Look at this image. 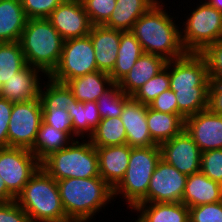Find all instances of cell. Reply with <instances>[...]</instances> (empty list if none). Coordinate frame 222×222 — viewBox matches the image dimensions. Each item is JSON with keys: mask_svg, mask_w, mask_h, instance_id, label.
Returning a JSON list of instances; mask_svg holds the SVG:
<instances>
[{"mask_svg": "<svg viewBox=\"0 0 222 222\" xmlns=\"http://www.w3.org/2000/svg\"><path fill=\"white\" fill-rule=\"evenodd\" d=\"M42 119L45 124H48L55 129L66 132L73 140H77L73 134L71 119L67 110H42Z\"/></svg>", "mask_w": 222, "mask_h": 222, "instance_id": "obj_40", "label": "cell"}, {"mask_svg": "<svg viewBox=\"0 0 222 222\" xmlns=\"http://www.w3.org/2000/svg\"><path fill=\"white\" fill-rule=\"evenodd\" d=\"M47 19L64 40L85 37L93 26L81 0H64Z\"/></svg>", "mask_w": 222, "mask_h": 222, "instance_id": "obj_13", "label": "cell"}, {"mask_svg": "<svg viewBox=\"0 0 222 222\" xmlns=\"http://www.w3.org/2000/svg\"><path fill=\"white\" fill-rule=\"evenodd\" d=\"M73 134L80 139L93 134L94 129L101 121L96 102H78L77 100L67 107Z\"/></svg>", "mask_w": 222, "mask_h": 222, "instance_id": "obj_28", "label": "cell"}, {"mask_svg": "<svg viewBox=\"0 0 222 222\" xmlns=\"http://www.w3.org/2000/svg\"><path fill=\"white\" fill-rule=\"evenodd\" d=\"M30 222H71L63 209L56 180L41 167L16 196Z\"/></svg>", "mask_w": 222, "mask_h": 222, "instance_id": "obj_4", "label": "cell"}, {"mask_svg": "<svg viewBox=\"0 0 222 222\" xmlns=\"http://www.w3.org/2000/svg\"><path fill=\"white\" fill-rule=\"evenodd\" d=\"M73 139L64 131L55 129L43 121L30 151L41 163L45 158L68 146Z\"/></svg>", "mask_w": 222, "mask_h": 222, "instance_id": "obj_29", "label": "cell"}, {"mask_svg": "<svg viewBox=\"0 0 222 222\" xmlns=\"http://www.w3.org/2000/svg\"><path fill=\"white\" fill-rule=\"evenodd\" d=\"M1 91H2V85H1V83H0V95H1Z\"/></svg>", "mask_w": 222, "mask_h": 222, "instance_id": "obj_47", "label": "cell"}, {"mask_svg": "<svg viewBox=\"0 0 222 222\" xmlns=\"http://www.w3.org/2000/svg\"><path fill=\"white\" fill-rule=\"evenodd\" d=\"M64 0H21L28 19L48 18Z\"/></svg>", "mask_w": 222, "mask_h": 222, "instance_id": "obj_38", "label": "cell"}, {"mask_svg": "<svg viewBox=\"0 0 222 222\" xmlns=\"http://www.w3.org/2000/svg\"><path fill=\"white\" fill-rule=\"evenodd\" d=\"M131 97L126 95L117 83L103 93L96 103L100 118H117L122 114L125 103Z\"/></svg>", "mask_w": 222, "mask_h": 222, "instance_id": "obj_33", "label": "cell"}, {"mask_svg": "<svg viewBox=\"0 0 222 222\" xmlns=\"http://www.w3.org/2000/svg\"><path fill=\"white\" fill-rule=\"evenodd\" d=\"M166 64L165 58L144 53L118 85L126 95L132 97L145 83L163 70Z\"/></svg>", "mask_w": 222, "mask_h": 222, "instance_id": "obj_20", "label": "cell"}, {"mask_svg": "<svg viewBox=\"0 0 222 222\" xmlns=\"http://www.w3.org/2000/svg\"><path fill=\"white\" fill-rule=\"evenodd\" d=\"M151 109L167 114H177V98L174 91L169 89L161 93L148 105Z\"/></svg>", "mask_w": 222, "mask_h": 222, "instance_id": "obj_42", "label": "cell"}, {"mask_svg": "<svg viewBox=\"0 0 222 222\" xmlns=\"http://www.w3.org/2000/svg\"><path fill=\"white\" fill-rule=\"evenodd\" d=\"M139 41L131 31H120L119 52L113 70L109 73L114 83H119L143 55Z\"/></svg>", "mask_w": 222, "mask_h": 222, "instance_id": "obj_27", "label": "cell"}, {"mask_svg": "<svg viewBox=\"0 0 222 222\" xmlns=\"http://www.w3.org/2000/svg\"><path fill=\"white\" fill-rule=\"evenodd\" d=\"M43 87L39 95L42 110H67V107L76 101L71 89L65 83L54 81L49 76Z\"/></svg>", "mask_w": 222, "mask_h": 222, "instance_id": "obj_30", "label": "cell"}, {"mask_svg": "<svg viewBox=\"0 0 222 222\" xmlns=\"http://www.w3.org/2000/svg\"><path fill=\"white\" fill-rule=\"evenodd\" d=\"M121 121L126 131V144L130 147H151L152 141L147 124V105L132 97L125 103Z\"/></svg>", "mask_w": 222, "mask_h": 222, "instance_id": "obj_16", "label": "cell"}, {"mask_svg": "<svg viewBox=\"0 0 222 222\" xmlns=\"http://www.w3.org/2000/svg\"><path fill=\"white\" fill-rule=\"evenodd\" d=\"M16 197L7 189L5 181L0 176V202L15 201Z\"/></svg>", "mask_w": 222, "mask_h": 222, "instance_id": "obj_45", "label": "cell"}, {"mask_svg": "<svg viewBox=\"0 0 222 222\" xmlns=\"http://www.w3.org/2000/svg\"><path fill=\"white\" fill-rule=\"evenodd\" d=\"M97 71L93 44L87 35L64 41L59 63L49 77L66 84L73 78Z\"/></svg>", "mask_w": 222, "mask_h": 222, "instance_id": "obj_9", "label": "cell"}, {"mask_svg": "<svg viewBox=\"0 0 222 222\" xmlns=\"http://www.w3.org/2000/svg\"><path fill=\"white\" fill-rule=\"evenodd\" d=\"M13 103L0 96V148L8 147V127Z\"/></svg>", "mask_w": 222, "mask_h": 222, "instance_id": "obj_43", "label": "cell"}, {"mask_svg": "<svg viewBox=\"0 0 222 222\" xmlns=\"http://www.w3.org/2000/svg\"><path fill=\"white\" fill-rule=\"evenodd\" d=\"M113 84L109 73L104 71L87 73L66 83L78 102H96Z\"/></svg>", "mask_w": 222, "mask_h": 222, "instance_id": "obj_23", "label": "cell"}, {"mask_svg": "<svg viewBox=\"0 0 222 222\" xmlns=\"http://www.w3.org/2000/svg\"><path fill=\"white\" fill-rule=\"evenodd\" d=\"M170 89L177 98V114L184 119L208 109L210 78L201 53H186L167 61Z\"/></svg>", "mask_w": 222, "mask_h": 222, "instance_id": "obj_1", "label": "cell"}, {"mask_svg": "<svg viewBox=\"0 0 222 222\" xmlns=\"http://www.w3.org/2000/svg\"><path fill=\"white\" fill-rule=\"evenodd\" d=\"M161 158L183 174L200 171L201 151L184 129L180 134L160 145Z\"/></svg>", "mask_w": 222, "mask_h": 222, "instance_id": "obj_14", "label": "cell"}, {"mask_svg": "<svg viewBox=\"0 0 222 222\" xmlns=\"http://www.w3.org/2000/svg\"><path fill=\"white\" fill-rule=\"evenodd\" d=\"M222 201V184L201 171L187 176L182 203L188 208Z\"/></svg>", "mask_w": 222, "mask_h": 222, "instance_id": "obj_21", "label": "cell"}, {"mask_svg": "<svg viewBox=\"0 0 222 222\" xmlns=\"http://www.w3.org/2000/svg\"><path fill=\"white\" fill-rule=\"evenodd\" d=\"M173 18L160 0L134 23L131 32L144 53L159 55L167 61L187 53L181 42V27Z\"/></svg>", "mask_w": 222, "mask_h": 222, "instance_id": "obj_2", "label": "cell"}, {"mask_svg": "<svg viewBox=\"0 0 222 222\" xmlns=\"http://www.w3.org/2000/svg\"><path fill=\"white\" fill-rule=\"evenodd\" d=\"M186 180V174L181 173L161 158L149 182L147 203L181 202Z\"/></svg>", "mask_w": 222, "mask_h": 222, "instance_id": "obj_12", "label": "cell"}, {"mask_svg": "<svg viewBox=\"0 0 222 222\" xmlns=\"http://www.w3.org/2000/svg\"><path fill=\"white\" fill-rule=\"evenodd\" d=\"M39 72L44 73L36 67L26 65L21 71L17 72L3 86L1 97L11 103H18L39 98L42 87V80Z\"/></svg>", "mask_w": 222, "mask_h": 222, "instance_id": "obj_18", "label": "cell"}, {"mask_svg": "<svg viewBox=\"0 0 222 222\" xmlns=\"http://www.w3.org/2000/svg\"><path fill=\"white\" fill-rule=\"evenodd\" d=\"M200 171L213 181L222 184V149L201 153Z\"/></svg>", "mask_w": 222, "mask_h": 222, "instance_id": "obj_36", "label": "cell"}, {"mask_svg": "<svg viewBox=\"0 0 222 222\" xmlns=\"http://www.w3.org/2000/svg\"><path fill=\"white\" fill-rule=\"evenodd\" d=\"M159 0H116L115 9L105 27L131 31L134 23Z\"/></svg>", "mask_w": 222, "mask_h": 222, "instance_id": "obj_25", "label": "cell"}, {"mask_svg": "<svg viewBox=\"0 0 222 222\" xmlns=\"http://www.w3.org/2000/svg\"><path fill=\"white\" fill-rule=\"evenodd\" d=\"M40 168V162L26 148H0V176L7 189L16 197Z\"/></svg>", "mask_w": 222, "mask_h": 222, "instance_id": "obj_11", "label": "cell"}, {"mask_svg": "<svg viewBox=\"0 0 222 222\" xmlns=\"http://www.w3.org/2000/svg\"><path fill=\"white\" fill-rule=\"evenodd\" d=\"M201 153L222 149V115L209 109L185 118V128Z\"/></svg>", "mask_w": 222, "mask_h": 222, "instance_id": "obj_15", "label": "cell"}, {"mask_svg": "<svg viewBox=\"0 0 222 222\" xmlns=\"http://www.w3.org/2000/svg\"><path fill=\"white\" fill-rule=\"evenodd\" d=\"M182 23L181 42L187 53H202L222 39V12L206 1L200 2Z\"/></svg>", "mask_w": 222, "mask_h": 222, "instance_id": "obj_8", "label": "cell"}, {"mask_svg": "<svg viewBox=\"0 0 222 222\" xmlns=\"http://www.w3.org/2000/svg\"><path fill=\"white\" fill-rule=\"evenodd\" d=\"M64 41L47 18H38L27 20L19 42L26 64L48 77L59 63Z\"/></svg>", "mask_w": 222, "mask_h": 222, "instance_id": "obj_5", "label": "cell"}, {"mask_svg": "<svg viewBox=\"0 0 222 222\" xmlns=\"http://www.w3.org/2000/svg\"><path fill=\"white\" fill-rule=\"evenodd\" d=\"M27 20L21 0H0V43L20 41Z\"/></svg>", "mask_w": 222, "mask_h": 222, "instance_id": "obj_24", "label": "cell"}, {"mask_svg": "<svg viewBox=\"0 0 222 222\" xmlns=\"http://www.w3.org/2000/svg\"><path fill=\"white\" fill-rule=\"evenodd\" d=\"M0 222H30V220L16 201H9L0 202Z\"/></svg>", "mask_w": 222, "mask_h": 222, "instance_id": "obj_41", "label": "cell"}, {"mask_svg": "<svg viewBox=\"0 0 222 222\" xmlns=\"http://www.w3.org/2000/svg\"><path fill=\"white\" fill-rule=\"evenodd\" d=\"M26 65L19 41L0 43V83L2 86Z\"/></svg>", "mask_w": 222, "mask_h": 222, "instance_id": "obj_32", "label": "cell"}, {"mask_svg": "<svg viewBox=\"0 0 222 222\" xmlns=\"http://www.w3.org/2000/svg\"><path fill=\"white\" fill-rule=\"evenodd\" d=\"M100 177L114 189L124 178L131 147L128 144L96 147Z\"/></svg>", "mask_w": 222, "mask_h": 222, "instance_id": "obj_17", "label": "cell"}, {"mask_svg": "<svg viewBox=\"0 0 222 222\" xmlns=\"http://www.w3.org/2000/svg\"><path fill=\"white\" fill-rule=\"evenodd\" d=\"M147 124L152 141L160 146L184 130L185 119L179 114L162 113L147 105Z\"/></svg>", "mask_w": 222, "mask_h": 222, "instance_id": "obj_26", "label": "cell"}, {"mask_svg": "<svg viewBox=\"0 0 222 222\" xmlns=\"http://www.w3.org/2000/svg\"><path fill=\"white\" fill-rule=\"evenodd\" d=\"M40 99L13 103L8 127V147L31 149L42 123Z\"/></svg>", "mask_w": 222, "mask_h": 222, "instance_id": "obj_10", "label": "cell"}, {"mask_svg": "<svg viewBox=\"0 0 222 222\" xmlns=\"http://www.w3.org/2000/svg\"><path fill=\"white\" fill-rule=\"evenodd\" d=\"M190 222H222V201L189 208Z\"/></svg>", "mask_w": 222, "mask_h": 222, "instance_id": "obj_37", "label": "cell"}, {"mask_svg": "<svg viewBox=\"0 0 222 222\" xmlns=\"http://www.w3.org/2000/svg\"><path fill=\"white\" fill-rule=\"evenodd\" d=\"M92 25H104L112 15L116 0H81Z\"/></svg>", "mask_w": 222, "mask_h": 222, "instance_id": "obj_35", "label": "cell"}, {"mask_svg": "<svg viewBox=\"0 0 222 222\" xmlns=\"http://www.w3.org/2000/svg\"><path fill=\"white\" fill-rule=\"evenodd\" d=\"M88 35L93 44L98 70L110 73L119 52L120 31L104 25H93Z\"/></svg>", "mask_w": 222, "mask_h": 222, "instance_id": "obj_19", "label": "cell"}, {"mask_svg": "<svg viewBox=\"0 0 222 222\" xmlns=\"http://www.w3.org/2000/svg\"><path fill=\"white\" fill-rule=\"evenodd\" d=\"M132 210L140 214L137 222H190L189 208L182 202L139 203Z\"/></svg>", "mask_w": 222, "mask_h": 222, "instance_id": "obj_22", "label": "cell"}, {"mask_svg": "<svg viewBox=\"0 0 222 222\" xmlns=\"http://www.w3.org/2000/svg\"><path fill=\"white\" fill-rule=\"evenodd\" d=\"M209 5L222 12V0H205Z\"/></svg>", "mask_w": 222, "mask_h": 222, "instance_id": "obj_46", "label": "cell"}, {"mask_svg": "<svg viewBox=\"0 0 222 222\" xmlns=\"http://www.w3.org/2000/svg\"><path fill=\"white\" fill-rule=\"evenodd\" d=\"M63 209L71 222H88L111 200L113 189L103 178H65L57 180Z\"/></svg>", "mask_w": 222, "mask_h": 222, "instance_id": "obj_3", "label": "cell"}, {"mask_svg": "<svg viewBox=\"0 0 222 222\" xmlns=\"http://www.w3.org/2000/svg\"><path fill=\"white\" fill-rule=\"evenodd\" d=\"M161 159L159 145L131 147V155L124 178L113 189L116 198L122 196L132 209L139 203H147V190L151 176Z\"/></svg>", "mask_w": 222, "mask_h": 222, "instance_id": "obj_7", "label": "cell"}, {"mask_svg": "<svg viewBox=\"0 0 222 222\" xmlns=\"http://www.w3.org/2000/svg\"><path fill=\"white\" fill-rule=\"evenodd\" d=\"M201 54L206 59L209 78L222 80V39L209 45Z\"/></svg>", "mask_w": 222, "mask_h": 222, "instance_id": "obj_39", "label": "cell"}, {"mask_svg": "<svg viewBox=\"0 0 222 222\" xmlns=\"http://www.w3.org/2000/svg\"><path fill=\"white\" fill-rule=\"evenodd\" d=\"M170 89L169 71L165 67L145 83L132 98L142 104L150 105L156 97Z\"/></svg>", "mask_w": 222, "mask_h": 222, "instance_id": "obj_34", "label": "cell"}, {"mask_svg": "<svg viewBox=\"0 0 222 222\" xmlns=\"http://www.w3.org/2000/svg\"><path fill=\"white\" fill-rule=\"evenodd\" d=\"M88 139L95 147L126 144V131L121 118L101 119Z\"/></svg>", "mask_w": 222, "mask_h": 222, "instance_id": "obj_31", "label": "cell"}, {"mask_svg": "<svg viewBox=\"0 0 222 222\" xmlns=\"http://www.w3.org/2000/svg\"><path fill=\"white\" fill-rule=\"evenodd\" d=\"M208 109L222 115V80H210Z\"/></svg>", "mask_w": 222, "mask_h": 222, "instance_id": "obj_44", "label": "cell"}, {"mask_svg": "<svg viewBox=\"0 0 222 222\" xmlns=\"http://www.w3.org/2000/svg\"><path fill=\"white\" fill-rule=\"evenodd\" d=\"M82 141L73 140L65 148L45 158L40 167L56 181L65 178L99 177L96 147L89 139Z\"/></svg>", "mask_w": 222, "mask_h": 222, "instance_id": "obj_6", "label": "cell"}]
</instances>
